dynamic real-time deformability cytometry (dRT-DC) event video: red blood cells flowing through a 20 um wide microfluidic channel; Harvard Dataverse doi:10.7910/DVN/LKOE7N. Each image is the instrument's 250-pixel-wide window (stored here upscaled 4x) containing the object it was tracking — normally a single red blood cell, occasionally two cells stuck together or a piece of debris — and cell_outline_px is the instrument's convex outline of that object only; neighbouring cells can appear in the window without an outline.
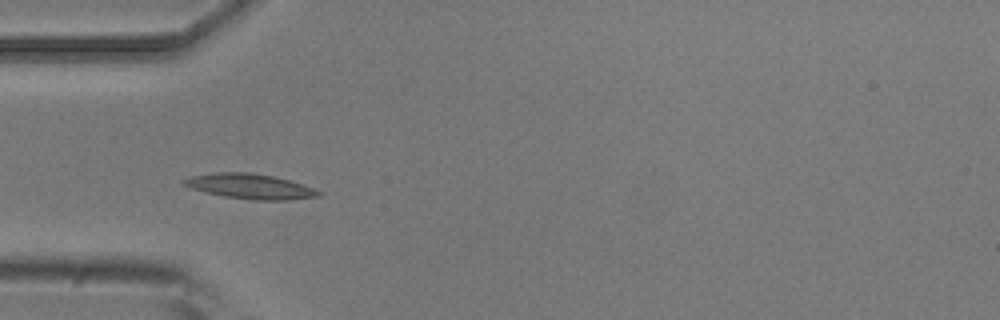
{"species": "common noctule bat (a hibernating species)", "species_latin": "Nyctalus noctula", "temperature_condition": "room temperature", "stored_images_in_passage": 6, "camera_frame_rate_fps": 3000, "um_per_image_px": 0.085, "animal": {"sex": "male", "body_mass_g": 20.5, "forearm_length_mm": 52.5}, "frame": {"image": 1, "passage_image": 5, "time_ms": 1.333, "image_size_px": [1000, 320], "cell_outline_px": [[324, 192], [320, 196], [288, 200], [252, 200], [224, 196], [192, 188], [180, 184], [180, 180], [192, 176], [212, 172], [252, 172], [272, 176], [288, 180]], "centroid_in_image_um": [21.23, 15.83], "position_along_channel_um": 63.8, "area_um2": 19.59}}
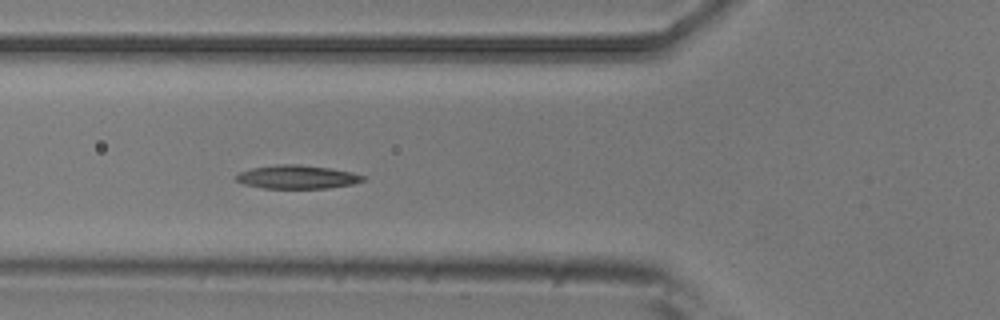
{"frame": {"image": 2, "passage_image": 6, "time_ms": 1.667, "image_size_px": [1000, 320], "cell_outline_px": [[368, 176], [364, 180], [352, 184], [328, 188], [264, 188], [244, 184], [236, 180], [236, 176], [240, 172], [252, 168], [284, 164], [296, 164], [328, 168], [352, 172]], "centroid_in_image_um": [25.3, 15.05], "position_along_channel_um": 100.5, "area_um2": 17.17}}